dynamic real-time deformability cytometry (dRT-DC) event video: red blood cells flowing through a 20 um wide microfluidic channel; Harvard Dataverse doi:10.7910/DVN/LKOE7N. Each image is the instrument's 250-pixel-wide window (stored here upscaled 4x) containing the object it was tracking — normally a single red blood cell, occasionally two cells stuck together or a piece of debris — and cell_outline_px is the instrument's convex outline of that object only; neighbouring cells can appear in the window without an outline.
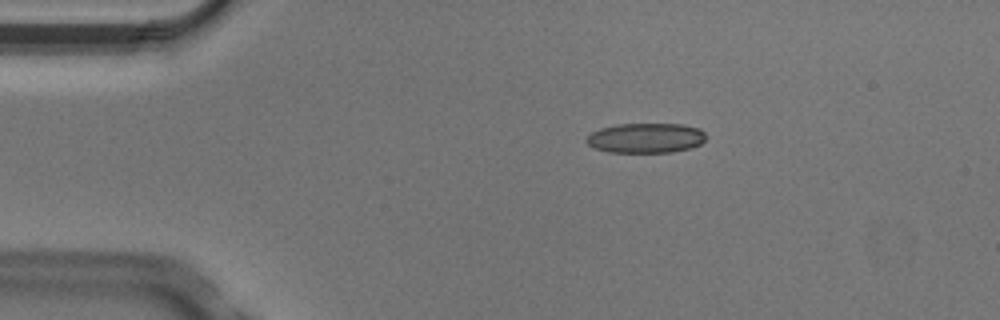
{"species": "Egyptian fruit bat (a non-hibernating species)", "species_latin": "Rousettus aegyptiacus", "temperature_condition": "cold", "stored_images_in_passage": 4, "camera_frame_rate_fps": 3000, "um_per_image_px": 0.085, "animal": {"sex": "male"}, "frame": {"image": 1, "passage_image": 2, "time_ms": 0.333, "image_size_px": [1000, 320], "cell_outline_px": [[704, 140], [700, 144], [692, 148], [672, 152], [608, 152], [596, 148], [588, 144], [584, 140], [592, 132], [600, 128], [616, 124], [684, 124], [700, 128], [704, 132]], "centroid_in_image_um": [54.9, 11.72], "position_along_channel_um": 30.1, "area_um2": 20.87}}